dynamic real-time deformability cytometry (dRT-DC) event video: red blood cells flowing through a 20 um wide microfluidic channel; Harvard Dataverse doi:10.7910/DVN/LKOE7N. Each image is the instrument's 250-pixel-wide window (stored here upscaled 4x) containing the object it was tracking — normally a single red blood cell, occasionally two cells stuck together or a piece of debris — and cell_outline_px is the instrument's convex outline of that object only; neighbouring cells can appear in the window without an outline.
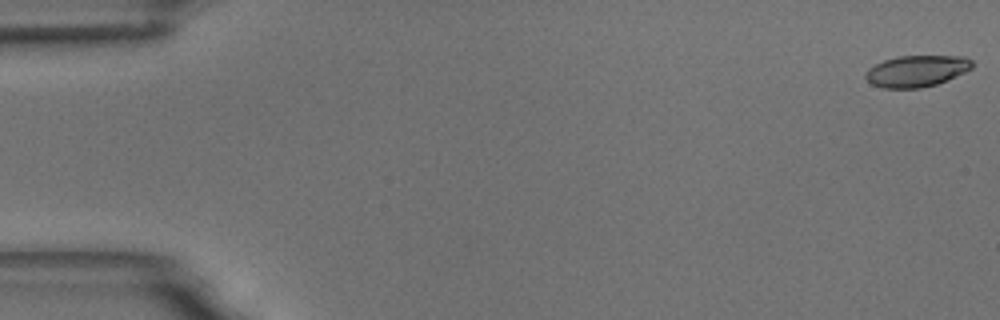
{"species": "common noctule bat (a hibernating species)", "species_latin": "Nyctalus noctula", "temperature_condition": "room temperature", "stored_images_in_passage": 56, "camera_frame_rate_fps": 3000, "um_per_image_px": 0.085, "animal": {"sex": "male", "body_mass_g": 18.8}, "frame": {"image": 1, "passage_image": 1, "time_ms": 0.0, "image_size_px": [1000, 320], "cell_outline_px": [[972, 68], [964, 72], [936, 84], [920, 88], [884, 88], [872, 84], [864, 76], [868, 68], [884, 60], [900, 56], [964, 56], [972, 60]], "centroid_in_image_um": [77.9, 6.03], "position_along_channel_um": 7.1, "area_um2": 19.31}}
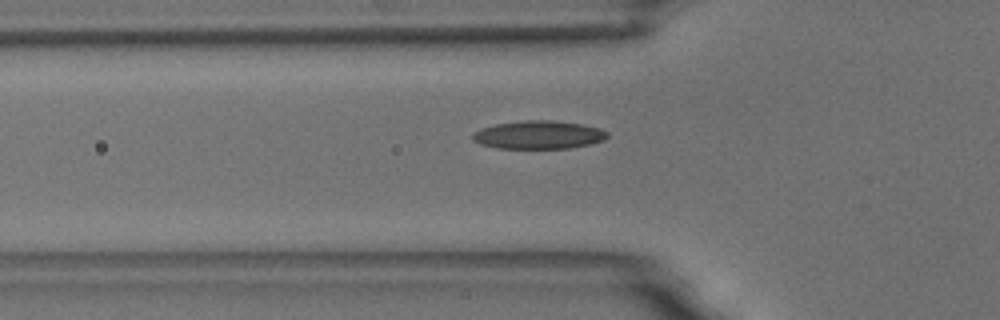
{"frame": {"image": 2, "passage_image": 19, "time_ms": 6.0, "image_size_px": [1000, 320], "cell_outline_px": [[608, 136], [604, 140], [592, 144], [568, 148], [496, 148], [480, 144], [472, 140], [472, 132], [480, 128], [496, 124], [524, 120], [556, 120], [580, 124], [600, 128], [608, 132]], "centroid_in_image_um": [45.77, 11.46], "position_along_channel_um": 80.0, "area_um2": 22.31}}
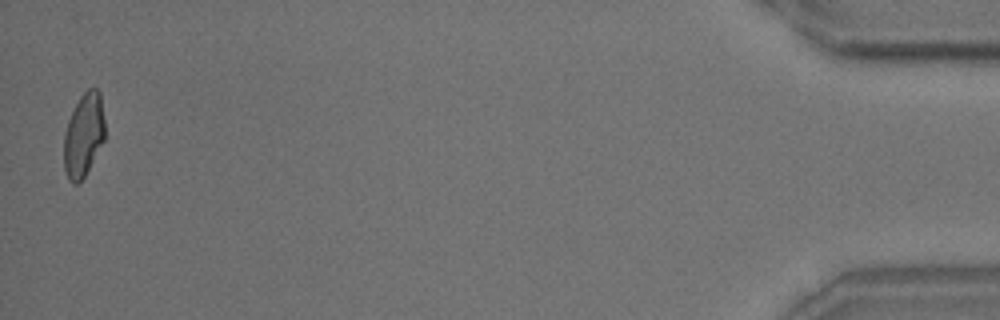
{"frame": {"image": 3, "passage_image": 55, "time_ms": 18.0, "image_size_px": [1000, 320], "cell_outline_px": [[104, 140], [84, 176], [76, 184], [72, 184], [68, 180], [64, 168], [64, 132], [68, 120], [80, 96], [88, 88], [96, 88], [100, 92], [104, 120]], "centroid_in_image_um": [7.1, 11.47], "position_along_channel_um": 428.1, "area_um2": 19.77}, "authors_computed_cell_mechanics": {"area_um2": 20.7791, "velocity_mm_per_s": 3.6523, "shape_relaxation_time_tau1_ms": 6.2051, "shape_relaxation_time_tau2_ms": 2.4087, "deformation_change_tau1": 0.1836, "deformation_change_tau2": 0.0707}}